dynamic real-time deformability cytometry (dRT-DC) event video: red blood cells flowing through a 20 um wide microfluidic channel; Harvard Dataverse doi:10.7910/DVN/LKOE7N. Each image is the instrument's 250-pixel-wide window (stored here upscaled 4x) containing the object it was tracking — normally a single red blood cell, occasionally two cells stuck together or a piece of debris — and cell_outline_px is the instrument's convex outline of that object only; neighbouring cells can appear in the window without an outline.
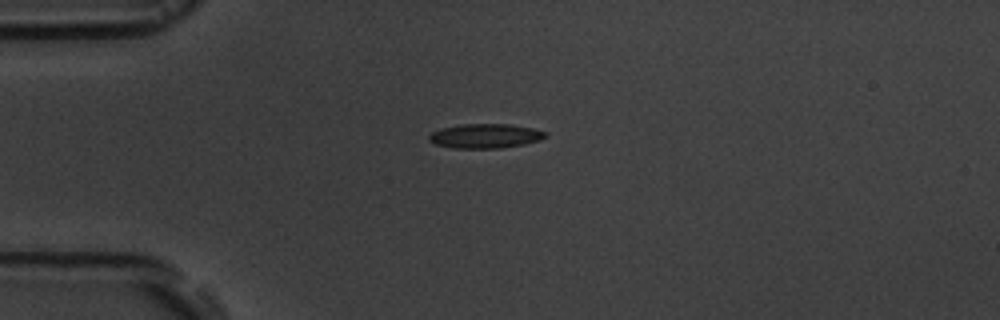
{"species": "common noctule bat (a hibernating species)", "species_latin": "Nyctalus noctula", "temperature_condition": "room temperature", "stored_images_in_passage": 13, "camera_frame_rate_fps": 3000, "um_per_image_px": 0.085, "animal": {"sex": "male", "body_mass_g": 19.5, "forearm_length_mm": 54.6}, "frame": {"image": 1, "passage_image": 1, "time_ms": 0.0, "image_size_px": [1000, 320], "cell_outline_px": [[548, 136], [540, 140], [524, 144], [500, 148], [452, 148], [436, 144], [428, 140], [428, 136], [432, 132], [440, 128], [460, 124], [508, 124], [532, 128], [548, 132]], "centroid_in_image_um": [41.25, 11.55], "position_along_channel_um": 43.8, "area_um2": 16.65}}
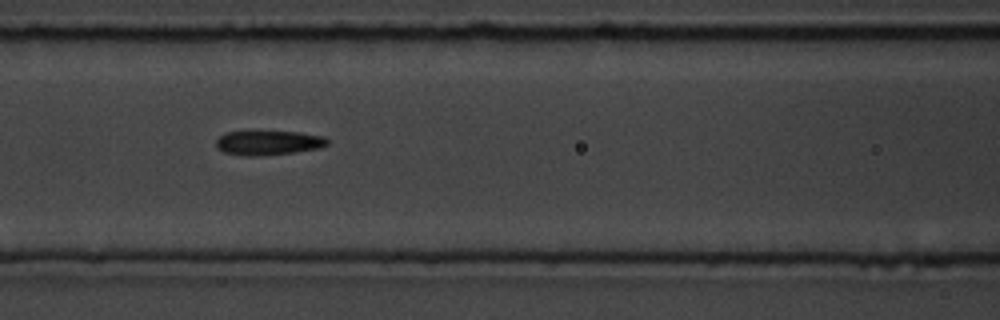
{"frame": {"image": 2, "passage_image": 4, "time_ms": 3.333, "image_size_px": [1000, 320], "cell_outline_px": [[328, 144], [320, 148], [292, 152], [256, 156], [248, 156], [224, 152], [216, 144], [216, 140], [220, 136], [228, 132], [252, 128], [300, 132], [324, 136], [328, 140]], "centroid_in_image_um": [22.8, 12.07], "position_along_channel_um": 143.8, "area_um2": 16.53}}
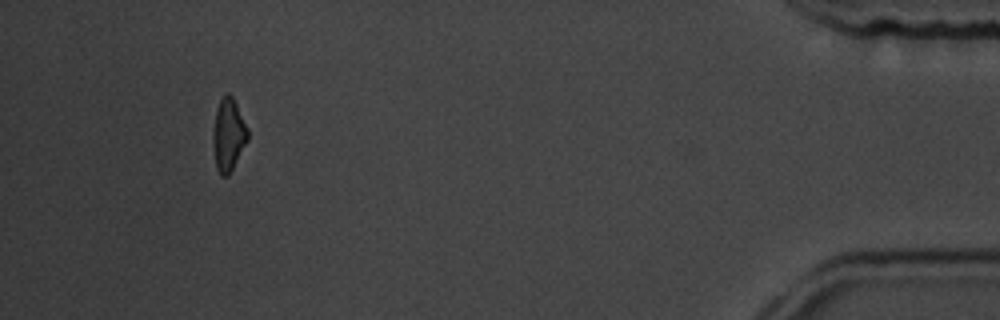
{"frame": {"image": 3, "passage_image": 12, "time_ms": 12.667, "image_size_px": [1000, 320], "cell_outline_px": [[248, 140], [228, 176], [220, 176], [216, 168], [212, 140], [212, 132], [216, 108], [220, 100], [228, 92], [232, 96], [248, 128]], "centroid_in_image_um": [19.4, 11.47], "position_along_channel_um": 415.8, "area_um2": 14.74}, "authors_computed_cell_mechanics": {"area_um2": 16.0106, "velocity_mm_per_s": 3.6515, "shape_relaxation_time_tau1_ms": 1.2997, "shape_relaxation_time_tau2_ms": 2.0474, "deformation_change_tau1": 0.113, "deformation_change_tau2": 0.1155}}